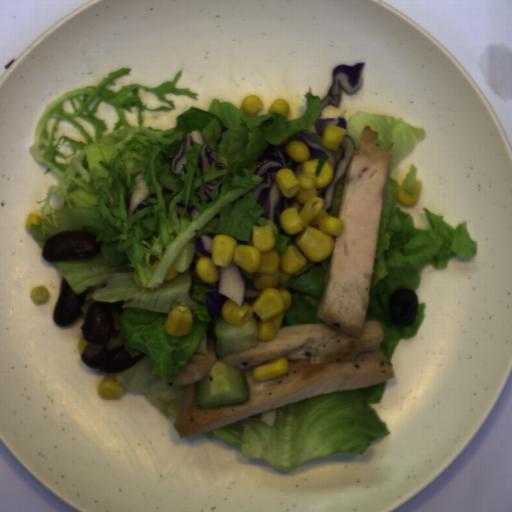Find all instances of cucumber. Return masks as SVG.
I'll return each mask as SVG.
<instances>
[{
	"instance_id": "8b760119",
	"label": "cucumber",
	"mask_w": 512,
	"mask_h": 512,
	"mask_svg": "<svg viewBox=\"0 0 512 512\" xmlns=\"http://www.w3.org/2000/svg\"><path fill=\"white\" fill-rule=\"evenodd\" d=\"M211 334L217 361L210 367L209 372L196 382V406L210 409L247 403L250 394L246 375L220 361L227 355L257 347V319L251 316L241 326H236L218 317L211 324Z\"/></svg>"
},
{
	"instance_id": "586b57bf",
	"label": "cucumber",
	"mask_w": 512,
	"mask_h": 512,
	"mask_svg": "<svg viewBox=\"0 0 512 512\" xmlns=\"http://www.w3.org/2000/svg\"><path fill=\"white\" fill-rule=\"evenodd\" d=\"M193 353H201L208 355L207 330L202 334Z\"/></svg>"
},
{
	"instance_id": "888e309b",
	"label": "cucumber",
	"mask_w": 512,
	"mask_h": 512,
	"mask_svg": "<svg viewBox=\"0 0 512 512\" xmlns=\"http://www.w3.org/2000/svg\"><path fill=\"white\" fill-rule=\"evenodd\" d=\"M96 300H93L92 299H88L87 301H85L83 304L80 305V310L81 312L86 316L90 306L95 302Z\"/></svg>"
}]
</instances>
